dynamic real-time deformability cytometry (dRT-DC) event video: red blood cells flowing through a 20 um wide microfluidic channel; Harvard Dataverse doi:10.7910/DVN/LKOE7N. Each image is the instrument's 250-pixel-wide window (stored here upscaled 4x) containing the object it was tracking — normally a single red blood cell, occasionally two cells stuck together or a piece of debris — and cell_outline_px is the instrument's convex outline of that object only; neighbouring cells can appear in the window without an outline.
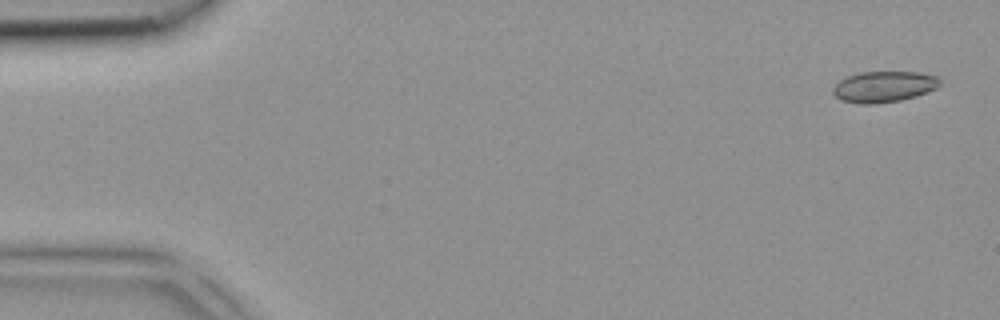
{"species": "common noctule bat (a hibernating species)", "species_latin": "Nyctalus noctula", "temperature_condition": "room temperature", "stored_images_in_passage": 4, "camera_frame_rate_fps": 3000, "um_per_image_px": 0.085, "animal": {"sex": "female", "body_mass_g": 18.4}, "frame": {"image": 1, "passage_image": 1, "time_ms": 0.0, "image_size_px": [1000, 320], "cell_outline_px": [[944, 84], [928, 92], [916, 96], [900, 100], [876, 104], [860, 104], [840, 100], [832, 92], [832, 88], [840, 80], [848, 76], [860, 72], [920, 72], [940, 76]], "centroid_in_image_um": [75.19, 7.36], "position_along_channel_um": 9.8, "area_um2": 19.65}}